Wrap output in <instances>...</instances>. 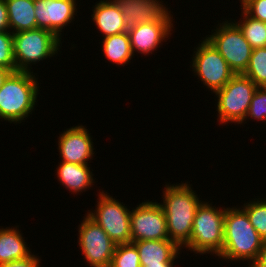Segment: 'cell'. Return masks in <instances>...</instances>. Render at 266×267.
<instances>
[{
  "instance_id": "21",
  "label": "cell",
  "mask_w": 266,
  "mask_h": 267,
  "mask_svg": "<svg viewBox=\"0 0 266 267\" xmlns=\"http://www.w3.org/2000/svg\"><path fill=\"white\" fill-rule=\"evenodd\" d=\"M101 43L106 59L116 65L124 66L130 63L132 57L136 55L132 52L128 32L107 36L103 38V42L101 41Z\"/></svg>"
},
{
  "instance_id": "3",
  "label": "cell",
  "mask_w": 266,
  "mask_h": 267,
  "mask_svg": "<svg viewBox=\"0 0 266 267\" xmlns=\"http://www.w3.org/2000/svg\"><path fill=\"white\" fill-rule=\"evenodd\" d=\"M32 72H12L0 88V119L21 123L37 104L38 79ZM25 118V119H24Z\"/></svg>"
},
{
  "instance_id": "17",
  "label": "cell",
  "mask_w": 266,
  "mask_h": 267,
  "mask_svg": "<svg viewBox=\"0 0 266 267\" xmlns=\"http://www.w3.org/2000/svg\"><path fill=\"white\" fill-rule=\"evenodd\" d=\"M140 258L141 265H161V262H174L181 248L169 239L144 240L133 242Z\"/></svg>"
},
{
  "instance_id": "9",
  "label": "cell",
  "mask_w": 266,
  "mask_h": 267,
  "mask_svg": "<svg viewBox=\"0 0 266 267\" xmlns=\"http://www.w3.org/2000/svg\"><path fill=\"white\" fill-rule=\"evenodd\" d=\"M192 69L213 93L223 88L235 75L226 60L205 37L194 51Z\"/></svg>"
},
{
  "instance_id": "12",
  "label": "cell",
  "mask_w": 266,
  "mask_h": 267,
  "mask_svg": "<svg viewBox=\"0 0 266 267\" xmlns=\"http://www.w3.org/2000/svg\"><path fill=\"white\" fill-rule=\"evenodd\" d=\"M34 6L37 27L53 32L62 40L63 27L77 15L76 0H34Z\"/></svg>"
},
{
  "instance_id": "4",
  "label": "cell",
  "mask_w": 266,
  "mask_h": 267,
  "mask_svg": "<svg viewBox=\"0 0 266 267\" xmlns=\"http://www.w3.org/2000/svg\"><path fill=\"white\" fill-rule=\"evenodd\" d=\"M225 211L226 208H216L203 201L196 210L190 241L185 248L196 254L219 256L224 243Z\"/></svg>"
},
{
  "instance_id": "16",
  "label": "cell",
  "mask_w": 266,
  "mask_h": 267,
  "mask_svg": "<svg viewBox=\"0 0 266 267\" xmlns=\"http://www.w3.org/2000/svg\"><path fill=\"white\" fill-rule=\"evenodd\" d=\"M93 7L91 17L103 38L128 31L121 8L115 0H101Z\"/></svg>"
},
{
  "instance_id": "20",
  "label": "cell",
  "mask_w": 266,
  "mask_h": 267,
  "mask_svg": "<svg viewBox=\"0 0 266 267\" xmlns=\"http://www.w3.org/2000/svg\"><path fill=\"white\" fill-rule=\"evenodd\" d=\"M19 229H0V264L27 258L32 255Z\"/></svg>"
},
{
  "instance_id": "1",
  "label": "cell",
  "mask_w": 266,
  "mask_h": 267,
  "mask_svg": "<svg viewBox=\"0 0 266 267\" xmlns=\"http://www.w3.org/2000/svg\"><path fill=\"white\" fill-rule=\"evenodd\" d=\"M163 190V203L159 204L166 217L169 240L183 248L190 241L196 210L203 201L188 182L166 184Z\"/></svg>"
},
{
  "instance_id": "29",
  "label": "cell",
  "mask_w": 266,
  "mask_h": 267,
  "mask_svg": "<svg viewBox=\"0 0 266 267\" xmlns=\"http://www.w3.org/2000/svg\"><path fill=\"white\" fill-rule=\"evenodd\" d=\"M39 263H41L39 257L32 254L27 258L0 264V267H40Z\"/></svg>"
},
{
  "instance_id": "18",
  "label": "cell",
  "mask_w": 266,
  "mask_h": 267,
  "mask_svg": "<svg viewBox=\"0 0 266 267\" xmlns=\"http://www.w3.org/2000/svg\"><path fill=\"white\" fill-rule=\"evenodd\" d=\"M57 166V177L60 183L70 192L79 194L94 185L93 173L88 164H76L60 161Z\"/></svg>"
},
{
  "instance_id": "13",
  "label": "cell",
  "mask_w": 266,
  "mask_h": 267,
  "mask_svg": "<svg viewBox=\"0 0 266 267\" xmlns=\"http://www.w3.org/2000/svg\"><path fill=\"white\" fill-rule=\"evenodd\" d=\"M58 150L61 161L76 164H88L93 158V140L89 130L83 125L66 129L59 135Z\"/></svg>"
},
{
  "instance_id": "28",
  "label": "cell",
  "mask_w": 266,
  "mask_h": 267,
  "mask_svg": "<svg viewBox=\"0 0 266 267\" xmlns=\"http://www.w3.org/2000/svg\"><path fill=\"white\" fill-rule=\"evenodd\" d=\"M241 4L248 16L266 23V0H244Z\"/></svg>"
},
{
  "instance_id": "8",
  "label": "cell",
  "mask_w": 266,
  "mask_h": 267,
  "mask_svg": "<svg viewBox=\"0 0 266 267\" xmlns=\"http://www.w3.org/2000/svg\"><path fill=\"white\" fill-rule=\"evenodd\" d=\"M223 21L206 38L218 50L235 74H244L248 68L252 47L239 27L231 21Z\"/></svg>"
},
{
  "instance_id": "10",
  "label": "cell",
  "mask_w": 266,
  "mask_h": 267,
  "mask_svg": "<svg viewBox=\"0 0 266 267\" xmlns=\"http://www.w3.org/2000/svg\"><path fill=\"white\" fill-rule=\"evenodd\" d=\"M78 225V245L88 266L110 267L116 245L108 234L87 214Z\"/></svg>"
},
{
  "instance_id": "30",
  "label": "cell",
  "mask_w": 266,
  "mask_h": 267,
  "mask_svg": "<svg viewBox=\"0 0 266 267\" xmlns=\"http://www.w3.org/2000/svg\"><path fill=\"white\" fill-rule=\"evenodd\" d=\"M10 31L5 0H0V32Z\"/></svg>"
},
{
  "instance_id": "2",
  "label": "cell",
  "mask_w": 266,
  "mask_h": 267,
  "mask_svg": "<svg viewBox=\"0 0 266 267\" xmlns=\"http://www.w3.org/2000/svg\"><path fill=\"white\" fill-rule=\"evenodd\" d=\"M264 240L251 225L246 211L241 207L226 208L224 220V243L218 258L243 261L251 265L257 258Z\"/></svg>"
},
{
  "instance_id": "25",
  "label": "cell",
  "mask_w": 266,
  "mask_h": 267,
  "mask_svg": "<svg viewBox=\"0 0 266 267\" xmlns=\"http://www.w3.org/2000/svg\"><path fill=\"white\" fill-rule=\"evenodd\" d=\"M110 267H141L136 245L133 242L117 244Z\"/></svg>"
},
{
  "instance_id": "32",
  "label": "cell",
  "mask_w": 266,
  "mask_h": 267,
  "mask_svg": "<svg viewBox=\"0 0 266 267\" xmlns=\"http://www.w3.org/2000/svg\"><path fill=\"white\" fill-rule=\"evenodd\" d=\"M11 73L12 71L10 69L0 66V88Z\"/></svg>"
},
{
  "instance_id": "19",
  "label": "cell",
  "mask_w": 266,
  "mask_h": 267,
  "mask_svg": "<svg viewBox=\"0 0 266 267\" xmlns=\"http://www.w3.org/2000/svg\"><path fill=\"white\" fill-rule=\"evenodd\" d=\"M12 33L37 29L34 0H5Z\"/></svg>"
},
{
  "instance_id": "31",
  "label": "cell",
  "mask_w": 266,
  "mask_h": 267,
  "mask_svg": "<svg viewBox=\"0 0 266 267\" xmlns=\"http://www.w3.org/2000/svg\"><path fill=\"white\" fill-rule=\"evenodd\" d=\"M248 267H266V241H264L257 258Z\"/></svg>"
},
{
  "instance_id": "27",
  "label": "cell",
  "mask_w": 266,
  "mask_h": 267,
  "mask_svg": "<svg viewBox=\"0 0 266 267\" xmlns=\"http://www.w3.org/2000/svg\"><path fill=\"white\" fill-rule=\"evenodd\" d=\"M258 121L266 120V87H258L252 97L245 120L250 118Z\"/></svg>"
},
{
  "instance_id": "11",
  "label": "cell",
  "mask_w": 266,
  "mask_h": 267,
  "mask_svg": "<svg viewBox=\"0 0 266 267\" xmlns=\"http://www.w3.org/2000/svg\"><path fill=\"white\" fill-rule=\"evenodd\" d=\"M132 242L169 239L166 217L158 202L146 201L130 213Z\"/></svg>"
},
{
  "instance_id": "15",
  "label": "cell",
  "mask_w": 266,
  "mask_h": 267,
  "mask_svg": "<svg viewBox=\"0 0 266 267\" xmlns=\"http://www.w3.org/2000/svg\"><path fill=\"white\" fill-rule=\"evenodd\" d=\"M172 28V22H146L128 29L133 54L136 51L145 56L153 54L161 42L172 34Z\"/></svg>"
},
{
  "instance_id": "6",
  "label": "cell",
  "mask_w": 266,
  "mask_h": 267,
  "mask_svg": "<svg viewBox=\"0 0 266 267\" xmlns=\"http://www.w3.org/2000/svg\"><path fill=\"white\" fill-rule=\"evenodd\" d=\"M257 88L244 74H235L223 88L215 91L219 124L244 123Z\"/></svg>"
},
{
  "instance_id": "23",
  "label": "cell",
  "mask_w": 266,
  "mask_h": 267,
  "mask_svg": "<svg viewBox=\"0 0 266 267\" xmlns=\"http://www.w3.org/2000/svg\"><path fill=\"white\" fill-rule=\"evenodd\" d=\"M244 75L257 87H266V47L252 49L250 62Z\"/></svg>"
},
{
  "instance_id": "24",
  "label": "cell",
  "mask_w": 266,
  "mask_h": 267,
  "mask_svg": "<svg viewBox=\"0 0 266 267\" xmlns=\"http://www.w3.org/2000/svg\"><path fill=\"white\" fill-rule=\"evenodd\" d=\"M241 206L247 213L249 221L260 237L266 241V198L254 199Z\"/></svg>"
},
{
  "instance_id": "22",
  "label": "cell",
  "mask_w": 266,
  "mask_h": 267,
  "mask_svg": "<svg viewBox=\"0 0 266 267\" xmlns=\"http://www.w3.org/2000/svg\"><path fill=\"white\" fill-rule=\"evenodd\" d=\"M241 17H243L242 20L239 19L237 23L234 20V23L239 27L252 49L266 47V23L253 19L243 10Z\"/></svg>"
},
{
  "instance_id": "5",
  "label": "cell",
  "mask_w": 266,
  "mask_h": 267,
  "mask_svg": "<svg viewBox=\"0 0 266 267\" xmlns=\"http://www.w3.org/2000/svg\"><path fill=\"white\" fill-rule=\"evenodd\" d=\"M60 44L61 40L46 29L13 33L16 71L31 72L33 64L58 54Z\"/></svg>"
},
{
  "instance_id": "33",
  "label": "cell",
  "mask_w": 266,
  "mask_h": 267,
  "mask_svg": "<svg viewBox=\"0 0 266 267\" xmlns=\"http://www.w3.org/2000/svg\"><path fill=\"white\" fill-rule=\"evenodd\" d=\"M174 262H161V265H141V267H174Z\"/></svg>"
},
{
  "instance_id": "14",
  "label": "cell",
  "mask_w": 266,
  "mask_h": 267,
  "mask_svg": "<svg viewBox=\"0 0 266 267\" xmlns=\"http://www.w3.org/2000/svg\"><path fill=\"white\" fill-rule=\"evenodd\" d=\"M127 28L146 22H172L173 15L160 0H115Z\"/></svg>"
},
{
  "instance_id": "7",
  "label": "cell",
  "mask_w": 266,
  "mask_h": 267,
  "mask_svg": "<svg viewBox=\"0 0 266 267\" xmlns=\"http://www.w3.org/2000/svg\"><path fill=\"white\" fill-rule=\"evenodd\" d=\"M98 198L96 210H88L86 214L101 226L115 244L131 243L130 209L103 190Z\"/></svg>"
},
{
  "instance_id": "26",
  "label": "cell",
  "mask_w": 266,
  "mask_h": 267,
  "mask_svg": "<svg viewBox=\"0 0 266 267\" xmlns=\"http://www.w3.org/2000/svg\"><path fill=\"white\" fill-rule=\"evenodd\" d=\"M0 66L16 72L13 33L10 31L0 32Z\"/></svg>"
}]
</instances>
